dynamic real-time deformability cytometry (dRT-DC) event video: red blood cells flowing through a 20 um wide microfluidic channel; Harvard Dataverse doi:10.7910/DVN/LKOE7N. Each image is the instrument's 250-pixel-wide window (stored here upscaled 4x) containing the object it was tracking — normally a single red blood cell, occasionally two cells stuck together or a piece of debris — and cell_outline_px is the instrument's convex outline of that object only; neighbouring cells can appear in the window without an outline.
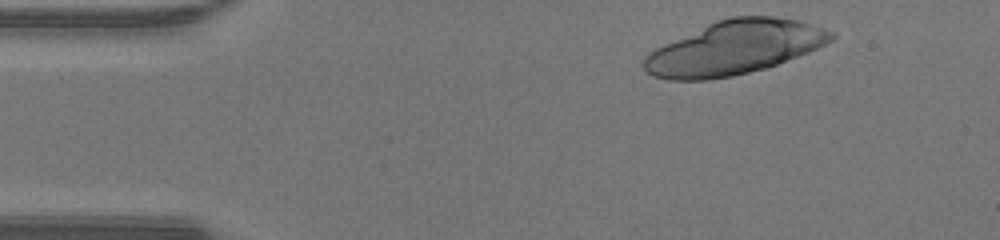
{"species": "human", "species_latin": "Homo sapiens", "temperature_condition": "warm", "stored_images_in_passage": 31, "camera_frame_rate_fps": 3000, "um_per_image_px": 0.085, "donor": {"sex": "male"}, "frame": {"image": 1, "passage_image": 2, "time_ms": 0.333, "image_size_px": [1000, 240], "cell_outline_px": [[836, 36], [832, 40], [808, 52], [776, 64], [764, 68], [732, 76], [708, 80], [668, 80], [652, 76], [644, 68], [644, 56], [648, 52], [664, 44], [716, 20], [732, 16], [772, 16], [800, 20], [836, 32]], "centroid_in_image_um": [62.43, 4.05], "position_along_channel_um": 22.6, "area_um2": 58.44}}